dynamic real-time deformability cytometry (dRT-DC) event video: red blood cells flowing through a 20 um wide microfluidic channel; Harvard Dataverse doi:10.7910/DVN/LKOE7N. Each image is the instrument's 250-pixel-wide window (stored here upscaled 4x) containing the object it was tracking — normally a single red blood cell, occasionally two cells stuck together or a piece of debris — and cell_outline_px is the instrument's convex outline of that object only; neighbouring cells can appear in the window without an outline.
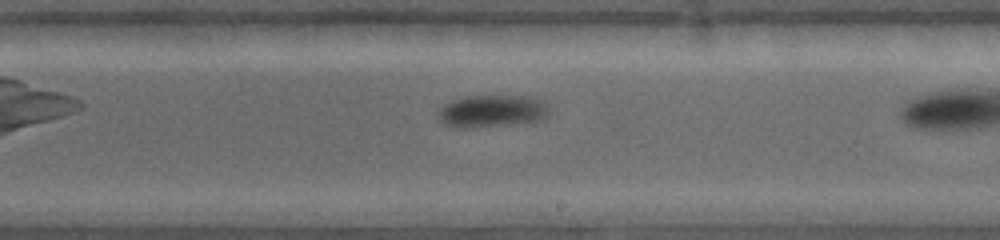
{"species": "common noctule bat (a hibernating species)", "species_latin": "Nyctalus noctula", "temperature_condition": "warm", "stored_images_in_passage": 12, "camera_frame_rate_fps": 4500, "um_per_image_px": 0.085, "animal": {"sex": "female", "body_mass_g": 19.0, "forearm_length_mm": 53.3}, "frame": {"image": 1, "passage_image": 10, "time_ms": 5.556, "image_size_px": [1000, 240], "cell_outline_px": [[548, 116], [540, 120], [492, 124], [448, 124], [440, 120], [440, 112], [444, 104], [452, 100], [468, 96], [528, 96], [540, 100], [548, 108]], "centroid_in_image_um": [41.9, 9.36], "position_along_channel_um": 247.1, "area_um2": 19.13}}